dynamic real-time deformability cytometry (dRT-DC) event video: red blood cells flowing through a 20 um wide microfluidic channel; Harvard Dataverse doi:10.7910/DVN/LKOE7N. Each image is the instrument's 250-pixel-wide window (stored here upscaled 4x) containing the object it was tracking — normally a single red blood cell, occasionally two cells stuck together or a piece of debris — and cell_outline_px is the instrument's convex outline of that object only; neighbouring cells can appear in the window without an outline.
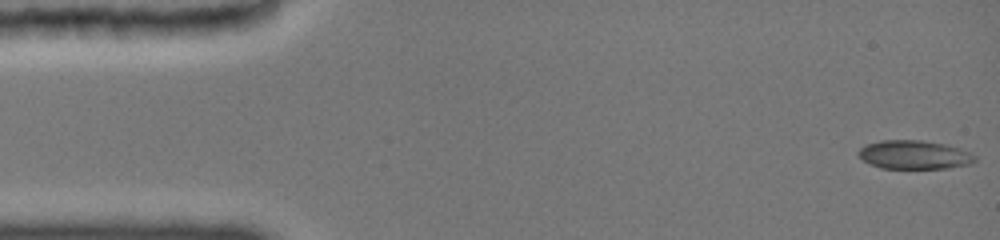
{"species": "common noctule bat (a hibernating species)", "species_latin": "Nyctalus noctula", "temperature_condition": "cold", "stored_images_in_passage": 7, "camera_frame_rate_fps": 3000, "um_per_image_px": 0.085, "animal": {"sex": "female", "body_mass_g": 19.0, "forearm_length_mm": 51.5}, "frame": {"image": 1, "passage_image": 1, "time_ms": 0.0, "image_size_px": [1000, 240], "cell_outline_px": [[976, 160], [968, 164], [948, 168], [880, 168], [864, 160], [860, 156], [860, 148], [868, 144], [884, 140], [920, 140], [944, 144], [960, 148], [976, 156]], "centroid_in_image_um": [77.74, 13.15], "position_along_channel_um": 7.3, "area_um2": 19.07}}
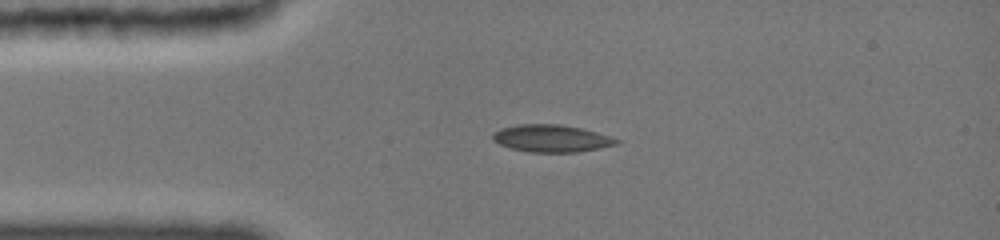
{"frame": {"image": 2, "passage_image": 6, "time_ms": 3.333, "image_size_px": [1000, 240], "cell_outline_px": [[620, 140], [616, 144], [576, 152], [528, 152], [512, 148], [500, 144], [492, 140], [492, 136], [496, 132], [504, 128], [520, 124], [556, 124], [580, 128]], "centroid_in_image_um": [46.82, 11.77], "position_along_channel_um": 38.2, "area_um2": 19.02}}